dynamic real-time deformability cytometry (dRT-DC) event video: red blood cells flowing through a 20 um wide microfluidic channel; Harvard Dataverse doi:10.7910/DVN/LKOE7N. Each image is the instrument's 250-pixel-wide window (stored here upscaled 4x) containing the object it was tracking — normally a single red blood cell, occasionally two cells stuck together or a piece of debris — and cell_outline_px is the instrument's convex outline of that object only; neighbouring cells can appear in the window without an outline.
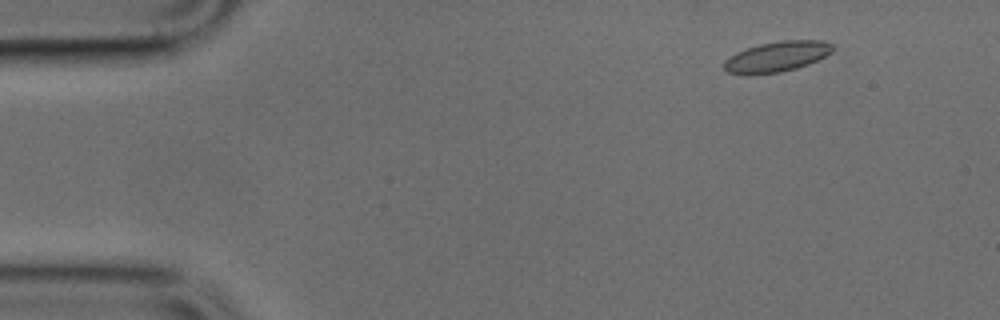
{"species": "common noctule bat (a hibernating species)", "species_latin": "Nyctalus noctula", "temperature_condition": "cold", "stored_images_in_passage": 44, "camera_frame_rate_fps": 3000, "um_per_image_px": 0.085, "animal": {"sex": "male", "body_mass_g": 17.9, "forearm_length_mm": 54.2}, "frame": {"image": 1, "passage_image": 1, "time_ms": 0.0, "image_size_px": [1000, 320], "cell_outline_px": [[832, 52], [808, 64], [796, 68], [780, 72], [748, 76], [744, 76], [728, 72], [724, 68], [724, 60], [736, 52], [760, 44], [784, 40], [820, 40], [832, 44]], "centroid_in_image_um": [65.98, 4.84], "position_along_channel_um": 19.0, "area_um2": 19.25}}
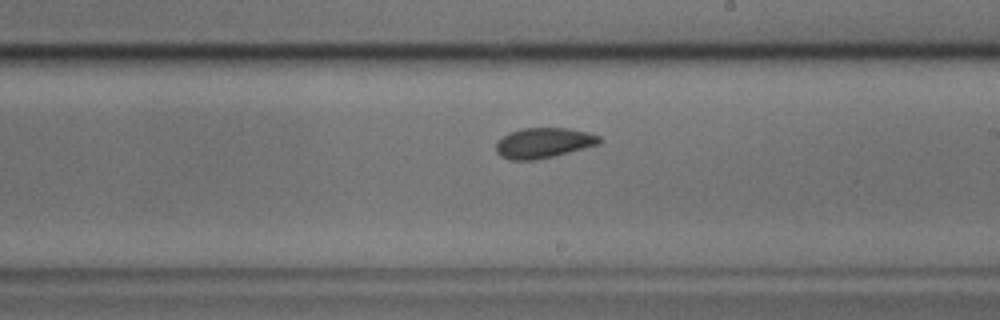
{"frame": {"image": 2, "passage_image": 24, "time_ms": 7.667, "image_size_px": [1000, 320], "cell_outline_px": [[600, 144], [556, 156], [536, 160], [512, 160], [500, 156], [496, 152], [496, 140], [508, 132], [520, 128], [568, 128], [588, 132], [600, 136]], "centroid_in_image_um": [46.17, 12.15], "position_along_channel_um": 242.8, "area_um2": 18.55}}
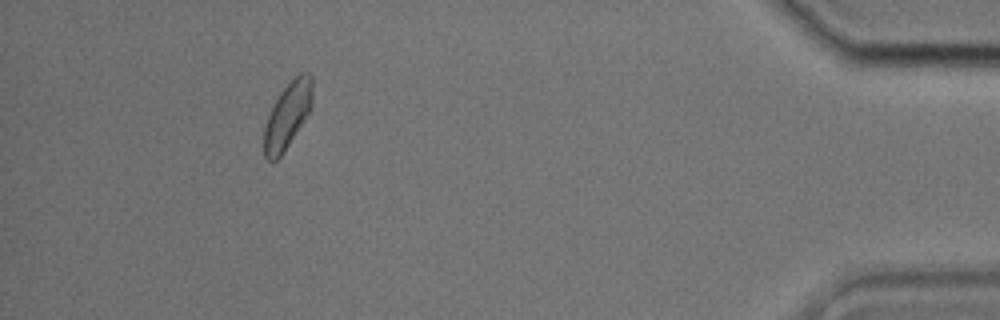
{"frame": {"image": 3, "passage_image": 41, "time_ms": 13.333, "image_size_px": [1000, 320], "cell_outline_px": [[312, 104], [308, 112], [288, 144], [280, 156], [272, 164], [264, 156], [264, 128], [268, 116], [280, 92], [300, 72], [308, 72], [312, 76]], "centroid_in_image_um": [24.42, 9.8], "position_along_channel_um": 410.8, "area_um2": 18.09}}